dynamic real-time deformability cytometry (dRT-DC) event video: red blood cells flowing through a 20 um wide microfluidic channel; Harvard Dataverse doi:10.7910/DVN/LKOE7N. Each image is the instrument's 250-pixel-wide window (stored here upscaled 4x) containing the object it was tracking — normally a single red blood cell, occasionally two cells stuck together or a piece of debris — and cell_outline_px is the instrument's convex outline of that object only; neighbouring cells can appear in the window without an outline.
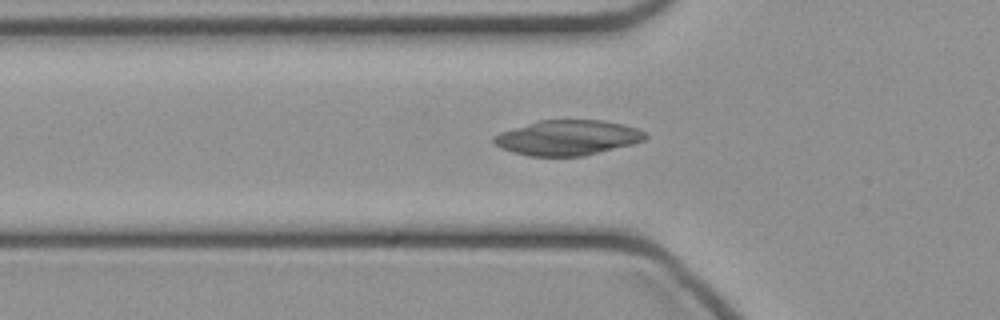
{"species": "common noctule bat (a hibernating species)", "species_latin": "Nyctalus noctula", "temperature_condition": "cold", "stored_images_in_passage": 43, "camera_frame_rate_fps": 3000, "um_per_image_px": 0.085, "animal": {"sex": "female", "body_mass_g": 21.9}, "frame": {"image": 1, "passage_image": 12, "time_ms": 3.667, "image_size_px": [1000, 320], "cell_outline_px": [[648, 136], [644, 140], [632, 144], [584, 156], [528, 156], [512, 152], [500, 148], [492, 140], [492, 136], [500, 132], [540, 120], [604, 120], [624, 124], [636, 128], [644, 132]], "centroid_in_image_um": [48.23, 11.7], "position_along_channel_um": 77.6, "area_um2": 30.98}}
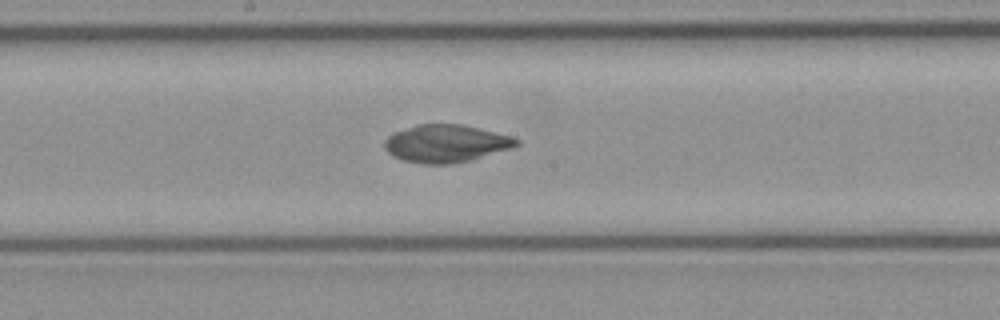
{"frame": {"image": 2, "passage_image": 21, "time_ms": 6.667, "image_size_px": [1000, 320], "cell_outline_px": [[520, 144], [512, 148], [472, 160], [448, 164], [420, 164], [404, 160], [392, 156], [384, 148], [384, 140], [392, 132], [420, 124], [460, 124], [512, 136], [520, 140]], "centroid_in_image_um": [37.9, 12.2], "position_along_channel_um": 210.3, "area_um2": 29.02}}
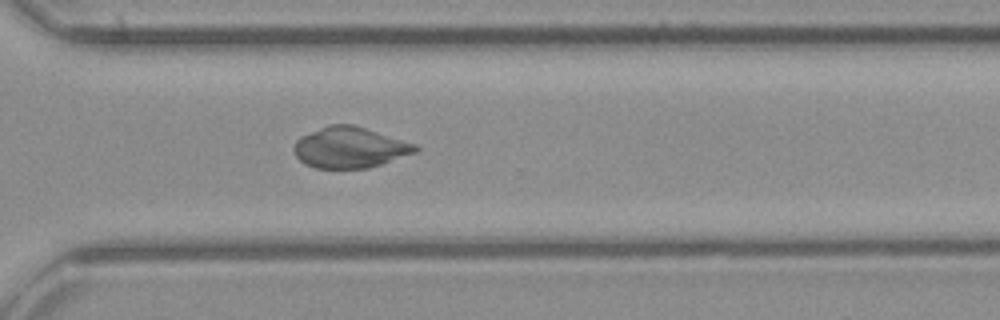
{"frame": {"image": 3, "passage_image": 30, "time_ms": 9.667, "image_size_px": [1000, 320], "cell_outline_px": [[420, 148], [416, 152], [368, 168], [316, 168], [304, 164], [296, 156], [292, 148], [296, 140], [300, 136], [328, 124], [352, 124], [416, 144]], "centroid_in_image_um": [29.69, 12.53], "position_along_channel_um": 340.9, "area_um2": 28.84}}